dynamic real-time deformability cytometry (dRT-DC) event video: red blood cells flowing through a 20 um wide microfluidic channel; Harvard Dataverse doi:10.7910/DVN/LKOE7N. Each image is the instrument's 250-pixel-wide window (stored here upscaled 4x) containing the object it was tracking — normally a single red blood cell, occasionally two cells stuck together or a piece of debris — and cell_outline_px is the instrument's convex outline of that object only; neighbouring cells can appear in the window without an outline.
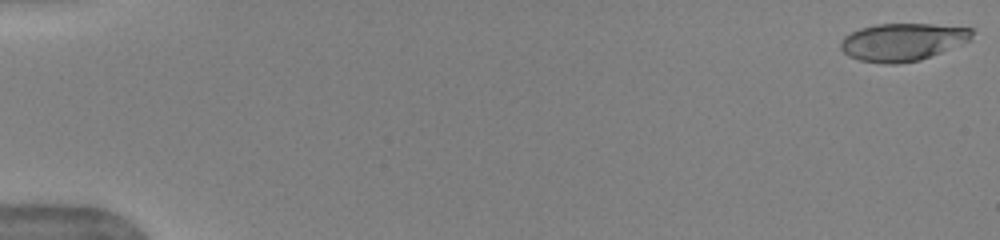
{"species": "human", "species_latin": "Homo sapiens", "temperature_condition": "warm", "stored_images_in_passage": 52, "camera_frame_rate_fps": 3000, "um_per_image_px": 0.085, "donor": {"sex": "female"}, "frame": {"image": 1, "passage_image": 1, "time_ms": 0.0, "image_size_px": [1000, 240], "cell_outline_px": [[972, 40], [920, 60], [896, 64], [884, 64], [860, 60], [848, 56], [840, 48], [840, 40], [844, 36], [860, 28], [876, 24], [932, 24], [972, 28]], "centroid_in_image_um": [76.7, 3.57], "position_along_channel_um": 8.3, "area_um2": 28.84}}
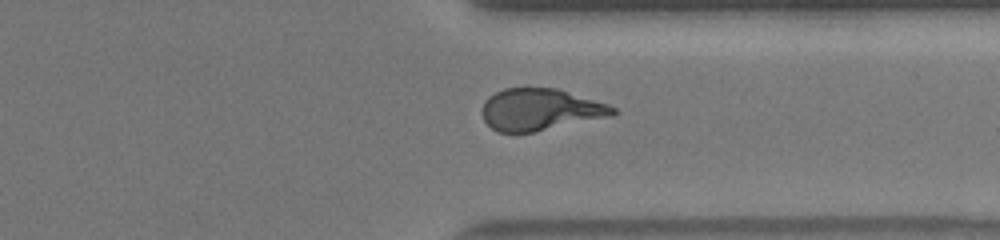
{"frame": {"image": 2, "passage_image": 41, "time_ms": 13.333, "image_size_px": [1000, 240], "cell_outline_px": [[616, 112], [612, 116], [532, 132], [496, 132], [484, 120], [484, 100], [488, 96], [504, 88], [556, 88], [608, 104], [616, 108]], "centroid_in_image_um": [45.92, 9.31], "position_along_channel_um": 365.5, "area_um2": 31.5}}
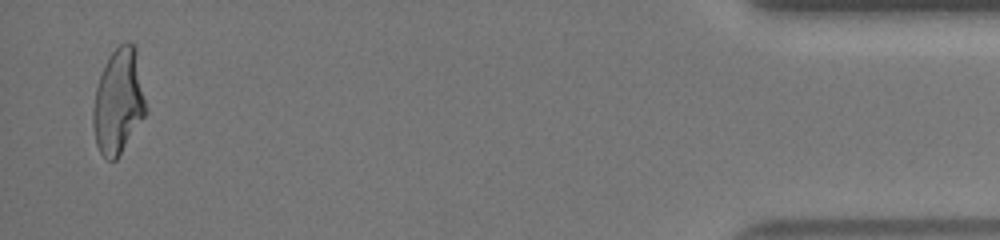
{"frame": {"image": 3, "passage_image": 51, "time_ms": 16.667, "image_size_px": [1000, 240], "cell_outline_px": [[148, 108], [144, 116], [116, 160], [108, 160], [100, 152], [96, 144], [92, 124], [92, 108], [96, 88], [104, 64], [108, 56], [120, 44], [128, 40], [136, 48]], "centroid_in_image_um": [10.07, 8.6], "position_along_channel_um": 425.1, "area_um2": 32.54}, "authors_computed_cell_mechanics": {"area_um2": 31.9923, "velocity_mm_per_s": 3.9622, "shape_relaxation_time_tau1_ms": 5.7238, "shape_relaxation_time_tau2_ms": 1.0967, "deformation_change_tau1": 0.2293, "deformation_change_tau2": 0.0938}}